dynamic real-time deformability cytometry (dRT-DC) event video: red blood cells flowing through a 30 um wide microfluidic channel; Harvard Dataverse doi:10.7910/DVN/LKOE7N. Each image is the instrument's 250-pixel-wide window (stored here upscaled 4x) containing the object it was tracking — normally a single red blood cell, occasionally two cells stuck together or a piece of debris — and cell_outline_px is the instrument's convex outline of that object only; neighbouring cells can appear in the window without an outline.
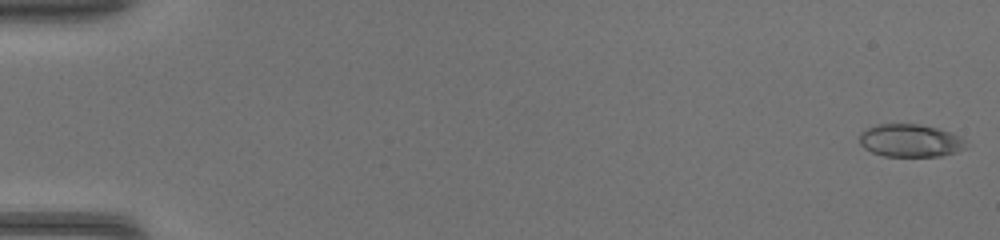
{"species": "common noctule bat (a hibernating species)", "species_latin": "Nyctalus noctula", "temperature_condition": "warm", "stored_images_in_passage": 46, "camera_frame_rate_fps": 3000, "um_per_image_px": 0.085, "animal": {"sex": "female", "body_mass_g": 17.0, "forearm_length_mm": 48.0}, "frame": {"image": 1, "passage_image": 1, "time_ms": 0.0, "image_size_px": [1000, 240], "cell_outline_px": [[964, 148], [956, 152], [940, 156], [884, 156], [872, 152], [864, 148], [860, 144], [860, 132], [876, 124], [920, 124], [936, 128], [960, 136], [964, 140]], "centroid_in_image_um": [77.33, 11.95], "position_along_channel_um": 7.7, "area_um2": 20.17}}
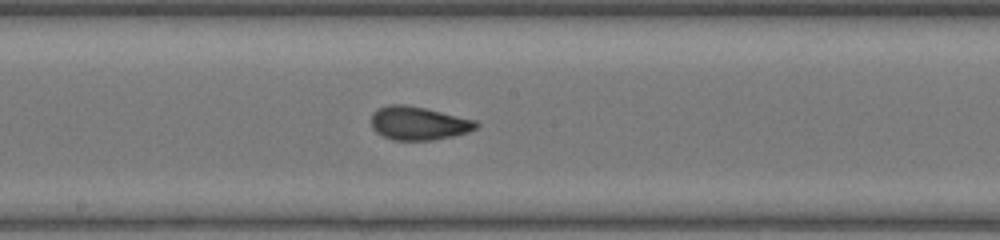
{"frame": {"image": 2, "passage_image": 26, "time_ms": 8.333, "image_size_px": [1000, 240], "cell_outline_px": [[480, 124], [476, 128], [468, 132], [452, 136], [432, 140], [392, 140], [376, 132], [372, 128], [372, 112], [376, 108], [388, 104], [404, 104], [428, 108], [476, 120]], "centroid_in_image_um": [35.57, 10.46], "position_along_channel_um": 212.6, "area_um2": 20.69}}
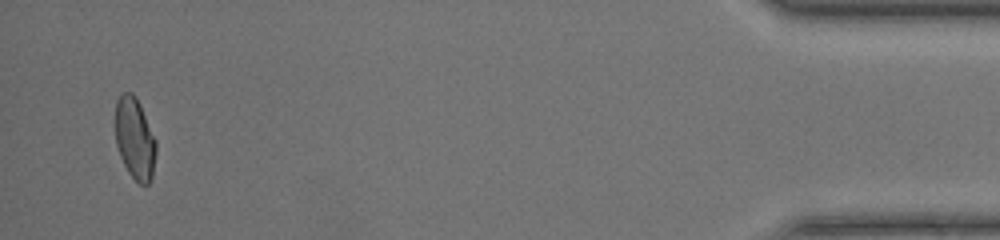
{"frame": {"image": 3, "passage_image": 45, "time_ms": 14.667, "image_size_px": [1000, 240], "cell_outline_px": [[156, 152], [152, 176], [148, 184], [140, 184], [128, 172], [120, 156], [116, 144], [116, 100], [124, 92], [132, 92], [136, 96], [140, 104], [156, 140]], "centroid_in_image_um": [11.46, 11.76], "position_along_channel_um": 423.7, "area_um2": 19.25}}